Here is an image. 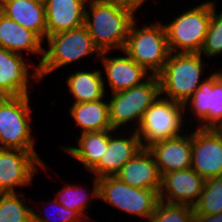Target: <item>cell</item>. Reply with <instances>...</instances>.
I'll return each instance as SVG.
<instances>
[{
    "instance_id": "4dcf8cb0",
    "label": "cell",
    "mask_w": 222,
    "mask_h": 222,
    "mask_svg": "<svg viewBox=\"0 0 222 222\" xmlns=\"http://www.w3.org/2000/svg\"><path fill=\"white\" fill-rule=\"evenodd\" d=\"M194 222H222V212L213 215L194 214Z\"/></svg>"
},
{
    "instance_id": "4fadbf2b",
    "label": "cell",
    "mask_w": 222,
    "mask_h": 222,
    "mask_svg": "<svg viewBox=\"0 0 222 222\" xmlns=\"http://www.w3.org/2000/svg\"><path fill=\"white\" fill-rule=\"evenodd\" d=\"M31 62L27 64L24 55L0 47V97L30 95L29 81L40 82L38 67Z\"/></svg>"
},
{
    "instance_id": "2e32d148",
    "label": "cell",
    "mask_w": 222,
    "mask_h": 222,
    "mask_svg": "<svg viewBox=\"0 0 222 222\" xmlns=\"http://www.w3.org/2000/svg\"><path fill=\"white\" fill-rule=\"evenodd\" d=\"M124 55L107 57L108 51L101 52L99 60L102 61L104 75L109 84L110 93L127 90L139 86L147 81L152 75L142 66L137 64L124 51ZM105 69V70H104Z\"/></svg>"
},
{
    "instance_id": "44dd1931",
    "label": "cell",
    "mask_w": 222,
    "mask_h": 222,
    "mask_svg": "<svg viewBox=\"0 0 222 222\" xmlns=\"http://www.w3.org/2000/svg\"><path fill=\"white\" fill-rule=\"evenodd\" d=\"M0 11L46 40V12L43 0H0Z\"/></svg>"
},
{
    "instance_id": "d4e9b609",
    "label": "cell",
    "mask_w": 222,
    "mask_h": 222,
    "mask_svg": "<svg viewBox=\"0 0 222 222\" xmlns=\"http://www.w3.org/2000/svg\"><path fill=\"white\" fill-rule=\"evenodd\" d=\"M92 179L93 187L90 191L91 193L84 190L80 184H66L61 190L56 192L57 195L55 196L60 205L76 211L86 222H93L88 219L86 210L89 209V206H92L91 202L93 199H99V180L96 177Z\"/></svg>"
},
{
    "instance_id": "ffe728a7",
    "label": "cell",
    "mask_w": 222,
    "mask_h": 222,
    "mask_svg": "<svg viewBox=\"0 0 222 222\" xmlns=\"http://www.w3.org/2000/svg\"><path fill=\"white\" fill-rule=\"evenodd\" d=\"M0 47L13 53L22 52L39 56V67L44 57L43 40L32 30L27 29L0 11Z\"/></svg>"
},
{
    "instance_id": "52a82bcc",
    "label": "cell",
    "mask_w": 222,
    "mask_h": 222,
    "mask_svg": "<svg viewBox=\"0 0 222 222\" xmlns=\"http://www.w3.org/2000/svg\"><path fill=\"white\" fill-rule=\"evenodd\" d=\"M211 15L212 5L206 1L164 23L170 53H200Z\"/></svg>"
},
{
    "instance_id": "9c48e42d",
    "label": "cell",
    "mask_w": 222,
    "mask_h": 222,
    "mask_svg": "<svg viewBox=\"0 0 222 222\" xmlns=\"http://www.w3.org/2000/svg\"><path fill=\"white\" fill-rule=\"evenodd\" d=\"M99 180V199L116 207L124 214L135 215L147 222L160 201L155 190L131 187L115 176L102 177Z\"/></svg>"
},
{
    "instance_id": "7a4b0ae2",
    "label": "cell",
    "mask_w": 222,
    "mask_h": 222,
    "mask_svg": "<svg viewBox=\"0 0 222 222\" xmlns=\"http://www.w3.org/2000/svg\"><path fill=\"white\" fill-rule=\"evenodd\" d=\"M46 41L48 45L44 47V57L38 67L40 81L53 71L82 58L91 55L95 56L96 61L100 58L101 52L94 45L85 25L50 35Z\"/></svg>"
},
{
    "instance_id": "6da1fadb",
    "label": "cell",
    "mask_w": 222,
    "mask_h": 222,
    "mask_svg": "<svg viewBox=\"0 0 222 222\" xmlns=\"http://www.w3.org/2000/svg\"><path fill=\"white\" fill-rule=\"evenodd\" d=\"M139 8L127 0L88 1L84 25L100 52L123 51Z\"/></svg>"
},
{
    "instance_id": "8992f818",
    "label": "cell",
    "mask_w": 222,
    "mask_h": 222,
    "mask_svg": "<svg viewBox=\"0 0 222 222\" xmlns=\"http://www.w3.org/2000/svg\"><path fill=\"white\" fill-rule=\"evenodd\" d=\"M161 95L158 75H152L139 86L111 94L108 98L109 120L112 129L127 125L136 130L146 109ZM132 122V123H131ZM132 125H129V124ZM133 126V127H132ZM133 128V129H132Z\"/></svg>"
},
{
    "instance_id": "8fae6325",
    "label": "cell",
    "mask_w": 222,
    "mask_h": 222,
    "mask_svg": "<svg viewBox=\"0 0 222 222\" xmlns=\"http://www.w3.org/2000/svg\"><path fill=\"white\" fill-rule=\"evenodd\" d=\"M45 165L36 151L0 148V193H18L16 187L32 185Z\"/></svg>"
},
{
    "instance_id": "9a60e30c",
    "label": "cell",
    "mask_w": 222,
    "mask_h": 222,
    "mask_svg": "<svg viewBox=\"0 0 222 222\" xmlns=\"http://www.w3.org/2000/svg\"><path fill=\"white\" fill-rule=\"evenodd\" d=\"M205 181L192 168L163 174L159 192L160 201L193 206L203 191Z\"/></svg>"
},
{
    "instance_id": "f1b7e54d",
    "label": "cell",
    "mask_w": 222,
    "mask_h": 222,
    "mask_svg": "<svg viewBox=\"0 0 222 222\" xmlns=\"http://www.w3.org/2000/svg\"><path fill=\"white\" fill-rule=\"evenodd\" d=\"M147 222H194L193 206L159 201Z\"/></svg>"
},
{
    "instance_id": "836d02e7",
    "label": "cell",
    "mask_w": 222,
    "mask_h": 222,
    "mask_svg": "<svg viewBox=\"0 0 222 222\" xmlns=\"http://www.w3.org/2000/svg\"><path fill=\"white\" fill-rule=\"evenodd\" d=\"M127 1H130V2H133V3L136 4V0H127Z\"/></svg>"
},
{
    "instance_id": "f546056e",
    "label": "cell",
    "mask_w": 222,
    "mask_h": 222,
    "mask_svg": "<svg viewBox=\"0 0 222 222\" xmlns=\"http://www.w3.org/2000/svg\"><path fill=\"white\" fill-rule=\"evenodd\" d=\"M54 207H57V214L55 213V216L57 215L58 220L57 222H86L76 211H73L71 209H68L58 203V201L55 199L52 200L51 202ZM53 207V206H52ZM53 209V208H52ZM38 210L33 209V222H56L53 221L50 217L43 216L41 213H37ZM45 212V211H44ZM54 216V215H53ZM56 218V217H55ZM54 218V219H55Z\"/></svg>"
},
{
    "instance_id": "484cf974",
    "label": "cell",
    "mask_w": 222,
    "mask_h": 222,
    "mask_svg": "<svg viewBox=\"0 0 222 222\" xmlns=\"http://www.w3.org/2000/svg\"><path fill=\"white\" fill-rule=\"evenodd\" d=\"M23 196L22 192L0 193V222H33V208Z\"/></svg>"
},
{
    "instance_id": "7402d4cb",
    "label": "cell",
    "mask_w": 222,
    "mask_h": 222,
    "mask_svg": "<svg viewBox=\"0 0 222 222\" xmlns=\"http://www.w3.org/2000/svg\"><path fill=\"white\" fill-rule=\"evenodd\" d=\"M101 72L99 69L91 71L77 70L68 75L65 82L67 83L69 93L73 96V103L90 102L107 98V92L105 91L108 90L105 85L107 82Z\"/></svg>"
},
{
    "instance_id": "7c38bea8",
    "label": "cell",
    "mask_w": 222,
    "mask_h": 222,
    "mask_svg": "<svg viewBox=\"0 0 222 222\" xmlns=\"http://www.w3.org/2000/svg\"><path fill=\"white\" fill-rule=\"evenodd\" d=\"M194 128L191 168L205 180L222 175V135L216 129Z\"/></svg>"
},
{
    "instance_id": "d6986e66",
    "label": "cell",
    "mask_w": 222,
    "mask_h": 222,
    "mask_svg": "<svg viewBox=\"0 0 222 222\" xmlns=\"http://www.w3.org/2000/svg\"><path fill=\"white\" fill-rule=\"evenodd\" d=\"M46 12V38L84 25L89 0H43Z\"/></svg>"
},
{
    "instance_id": "603a6c76",
    "label": "cell",
    "mask_w": 222,
    "mask_h": 222,
    "mask_svg": "<svg viewBox=\"0 0 222 222\" xmlns=\"http://www.w3.org/2000/svg\"><path fill=\"white\" fill-rule=\"evenodd\" d=\"M115 130H101L81 133L76 140L78 145L62 146L64 151L79 161L88 171H90L100 160L104 151L108 147V139Z\"/></svg>"
},
{
    "instance_id": "5bb4252c",
    "label": "cell",
    "mask_w": 222,
    "mask_h": 222,
    "mask_svg": "<svg viewBox=\"0 0 222 222\" xmlns=\"http://www.w3.org/2000/svg\"><path fill=\"white\" fill-rule=\"evenodd\" d=\"M116 131L110 135L108 147L99 162L89 171L97 179L115 176L143 148L136 131L129 130V134L126 131L123 135H117Z\"/></svg>"
},
{
    "instance_id": "277c9868",
    "label": "cell",
    "mask_w": 222,
    "mask_h": 222,
    "mask_svg": "<svg viewBox=\"0 0 222 222\" xmlns=\"http://www.w3.org/2000/svg\"><path fill=\"white\" fill-rule=\"evenodd\" d=\"M184 104L164 98L160 95L144 112L143 118L135 130L143 148L154 143L179 137L186 132V113ZM183 131V132H182ZM183 133V134H182Z\"/></svg>"
},
{
    "instance_id": "5b68a950",
    "label": "cell",
    "mask_w": 222,
    "mask_h": 222,
    "mask_svg": "<svg viewBox=\"0 0 222 222\" xmlns=\"http://www.w3.org/2000/svg\"><path fill=\"white\" fill-rule=\"evenodd\" d=\"M135 20L130 28L123 51L151 75H158L168 61V47L165 27L162 22L142 25Z\"/></svg>"
},
{
    "instance_id": "d6a6232c",
    "label": "cell",
    "mask_w": 222,
    "mask_h": 222,
    "mask_svg": "<svg viewBox=\"0 0 222 222\" xmlns=\"http://www.w3.org/2000/svg\"><path fill=\"white\" fill-rule=\"evenodd\" d=\"M215 129L222 135V122Z\"/></svg>"
},
{
    "instance_id": "83f0119b",
    "label": "cell",
    "mask_w": 222,
    "mask_h": 222,
    "mask_svg": "<svg viewBox=\"0 0 222 222\" xmlns=\"http://www.w3.org/2000/svg\"><path fill=\"white\" fill-rule=\"evenodd\" d=\"M207 2L212 5V15L200 54L212 58L222 55V11L217 12L215 1Z\"/></svg>"
},
{
    "instance_id": "e0dca14e",
    "label": "cell",
    "mask_w": 222,
    "mask_h": 222,
    "mask_svg": "<svg viewBox=\"0 0 222 222\" xmlns=\"http://www.w3.org/2000/svg\"><path fill=\"white\" fill-rule=\"evenodd\" d=\"M154 155L161 176L163 174L191 168L192 128L190 133L154 143L148 148Z\"/></svg>"
},
{
    "instance_id": "cb8c5ba5",
    "label": "cell",
    "mask_w": 222,
    "mask_h": 222,
    "mask_svg": "<svg viewBox=\"0 0 222 222\" xmlns=\"http://www.w3.org/2000/svg\"><path fill=\"white\" fill-rule=\"evenodd\" d=\"M80 133L113 130L109 120V103L105 98L96 101L72 103L68 109Z\"/></svg>"
},
{
    "instance_id": "30bf717a",
    "label": "cell",
    "mask_w": 222,
    "mask_h": 222,
    "mask_svg": "<svg viewBox=\"0 0 222 222\" xmlns=\"http://www.w3.org/2000/svg\"><path fill=\"white\" fill-rule=\"evenodd\" d=\"M184 110L193 111L192 116L198 121L196 128L215 129L222 122V69L203 80L184 103Z\"/></svg>"
},
{
    "instance_id": "3957f363",
    "label": "cell",
    "mask_w": 222,
    "mask_h": 222,
    "mask_svg": "<svg viewBox=\"0 0 222 222\" xmlns=\"http://www.w3.org/2000/svg\"><path fill=\"white\" fill-rule=\"evenodd\" d=\"M200 53H170L158 74L161 95L184 104L203 82L205 61Z\"/></svg>"
},
{
    "instance_id": "ba28073f",
    "label": "cell",
    "mask_w": 222,
    "mask_h": 222,
    "mask_svg": "<svg viewBox=\"0 0 222 222\" xmlns=\"http://www.w3.org/2000/svg\"><path fill=\"white\" fill-rule=\"evenodd\" d=\"M29 98L30 95L0 97V148L35 151Z\"/></svg>"
},
{
    "instance_id": "1f68e13d",
    "label": "cell",
    "mask_w": 222,
    "mask_h": 222,
    "mask_svg": "<svg viewBox=\"0 0 222 222\" xmlns=\"http://www.w3.org/2000/svg\"><path fill=\"white\" fill-rule=\"evenodd\" d=\"M145 1H147V0H136V4L139 5L140 7H142V5L144 3H146Z\"/></svg>"
},
{
    "instance_id": "4316f807",
    "label": "cell",
    "mask_w": 222,
    "mask_h": 222,
    "mask_svg": "<svg viewBox=\"0 0 222 222\" xmlns=\"http://www.w3.org/2000/svg\"><path fill=\"white\" fill-rule=\"evenodd\" d=\"M194 214L213 215L222 212V175L206 179L198 201L193 205Z\"/></svg>"
},
{
    "instance_id": "ac0fdd59",
    "label": "cell",
    "mask_w": 222,
    "mask_h": 222,
    "mask_svg": "<svg viewBox=\"0 0 222 222\" xmlns=\"http://www.w3.org/2000/svg\"><path fill=\"white\" fill-rule=\"evenodd\" d=\"M115 177L131 187L160 192L162 176L154 155L148 148H142Z\"/></svg>"
}]
</instances>
